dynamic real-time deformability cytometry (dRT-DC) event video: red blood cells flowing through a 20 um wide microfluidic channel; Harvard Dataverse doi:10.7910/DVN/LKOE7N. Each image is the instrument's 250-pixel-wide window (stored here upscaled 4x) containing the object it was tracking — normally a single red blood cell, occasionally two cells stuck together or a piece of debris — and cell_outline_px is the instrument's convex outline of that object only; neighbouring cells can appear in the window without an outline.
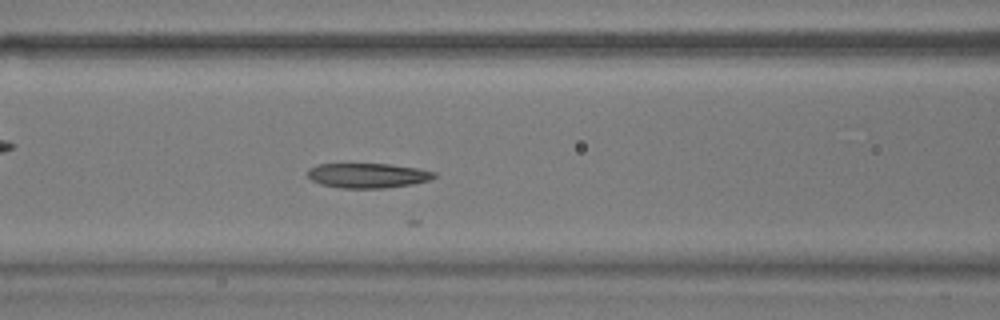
{"species": "common noctule bat (a hibernating species)", "species_latin": "Nyctalus noctula", "temperature_condition": "warm", "stored_images_in_passage": 11, "camera_frame_rate_fps": 3000, "um_per_image_px": 0.085, "animal": {"sex": "male", "body_mass_g": 17.9}, "frame": {"image": 1, "passage_image": 7, "time_ms": 2.0, "image_size_px": [1000, 320], "cell_outline_px": [[436, 176], [428, 180], [412, 184], [384, 188], [340, 188], [320, 184], [312, 180], [308, 176], [308, 168], [316, 164], [388, 164], [416, 168], [436, 172]], "centroid_in_image_um": [31.22, 14.92], "position_along_channel_um": 135.4, "area_um2": 18.21}}